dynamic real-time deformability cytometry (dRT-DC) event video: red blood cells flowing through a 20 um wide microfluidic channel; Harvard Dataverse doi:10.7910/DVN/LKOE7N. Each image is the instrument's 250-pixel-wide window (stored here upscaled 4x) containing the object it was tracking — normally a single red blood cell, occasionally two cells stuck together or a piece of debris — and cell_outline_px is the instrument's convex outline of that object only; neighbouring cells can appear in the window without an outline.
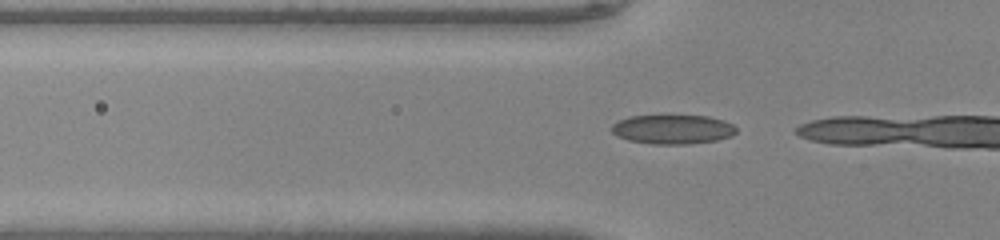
{"species": "common noctule bat (a hibernating species)", "species_latin": "Nyctalus noctula", "temperature_condition": "warm", "stored_images_in_passage": 14, "camera_frame_rate_fps": 3000, "um_per_image_px": 0.085, "animal": {"sex": "male", "body_mass_g": 20.0, "forearm_length_mm": 53.3}, "frame": {"image": 1, "passage_image": 12, "time_ms": 3.667, "image_size_px": [1000, 240], "cell_outline_px": [[736, 132], [732, 136], [716, 140], [688, 144], [652, 144], [628, 140], [616, 136], [612, 132], [612, 124], [628, 116], [664, 112], [708, 116], [724, 120], [732, 124], [736, 128]], "centroid_in_image_um": [57.15, 10.93], "position_along_channel_um": 68.6, "area_um2": 22.37}}